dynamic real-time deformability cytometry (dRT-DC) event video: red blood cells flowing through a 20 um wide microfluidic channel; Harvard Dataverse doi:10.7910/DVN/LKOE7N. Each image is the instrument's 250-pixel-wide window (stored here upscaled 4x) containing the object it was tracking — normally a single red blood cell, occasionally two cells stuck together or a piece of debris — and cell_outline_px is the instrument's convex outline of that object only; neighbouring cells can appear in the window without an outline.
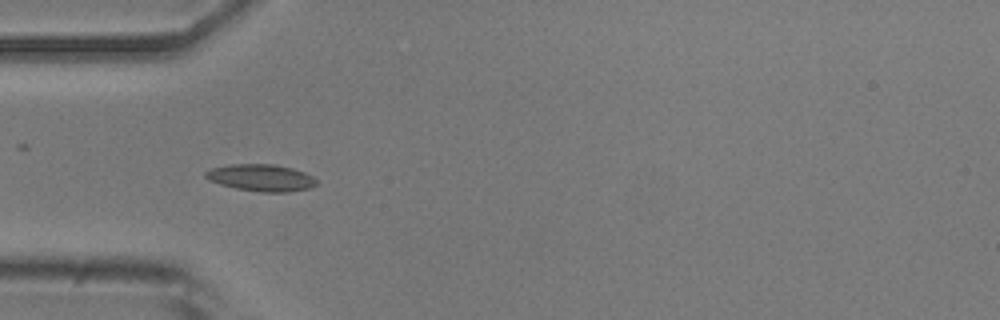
{"species": "common noctule bat (a hibernating species)", "species_latin": "Nyctalus noctula", "temperature_condition": "room temperature", "stored_images_in_passage": 4, "camera_frame_rate_fps": 3000, "um_per_image_px": 0.085, "animal": {"sex": "male", "body_mass_g": 20.5, "forearm_length_mm": 52.5}, "frame": {"image": 1, "passage_image": 2, "time_ms": 0.333, "image_size_px": [1000, 320], "cell_outline_px": [[316, 184], [312, 188], [288, 192], [260, 192], [236, 188], [220, 184], [208, 180], [204, 176], [204, 172], [212, 168], [228, 164], [272, 164], [292, 168], [304, 172], [312, 176], [316, 180]], "centroid_in_image_um": [22.18, 15.11], "position_along_channel_um": 62.8, "area_um2": 17.46}}
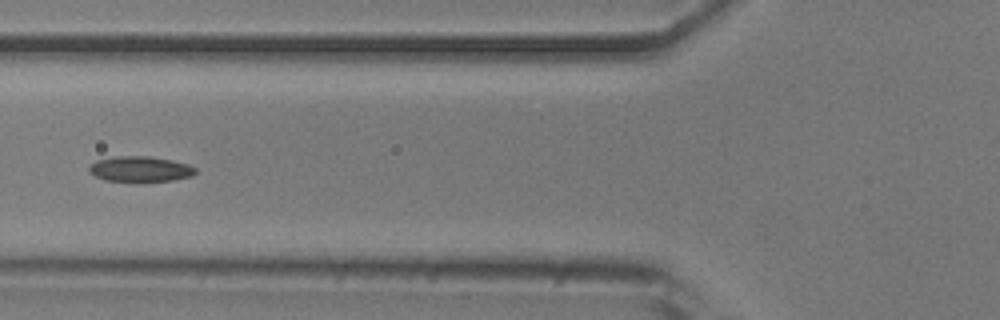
{"frame": {"image": 2, "passage_image": 3, "time_ms": 0.667, "image_size_px": [1000, 320], "cell_outline_px": [[196, 172], [192, 176], [172, 180], [136, 184], [104, 180], [88, 172], [88, 168], [96, 160], [116, 156], [148, 156], [172, 160], [188, 164], [196, 168]], "centroid_in_image_um": [11.9, 14.41], "position_along_channel_um": 113.9, "area_um2": 16.42}}
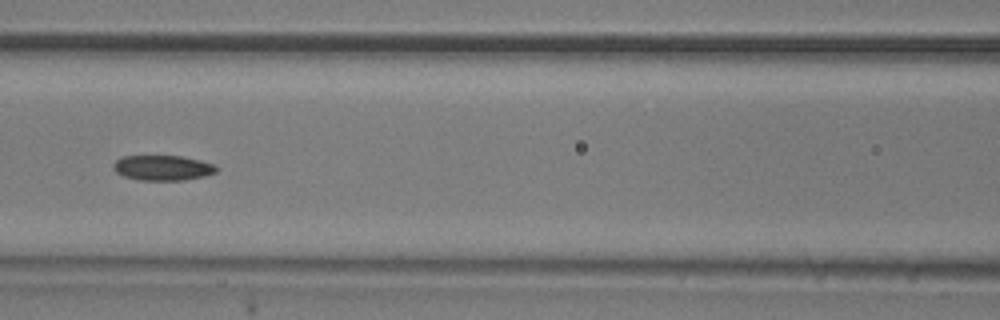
{"frame": {"image": 3, "passage_image": 4, "time_ms": 1.0, "image_size_px": [1000, 320], "cell_outline_px": [[216, 172], [204, 176], [184, 180], [140, 180], [124, 176], [116, 172], [112, 168], [112, 164], [120, 156], [180, 156], [200, 160], [216, 164]], "centroid_in_image_um": [13.8, 14.26], "position_along_channel_um": 152.8, "area_um2": 15.14}}